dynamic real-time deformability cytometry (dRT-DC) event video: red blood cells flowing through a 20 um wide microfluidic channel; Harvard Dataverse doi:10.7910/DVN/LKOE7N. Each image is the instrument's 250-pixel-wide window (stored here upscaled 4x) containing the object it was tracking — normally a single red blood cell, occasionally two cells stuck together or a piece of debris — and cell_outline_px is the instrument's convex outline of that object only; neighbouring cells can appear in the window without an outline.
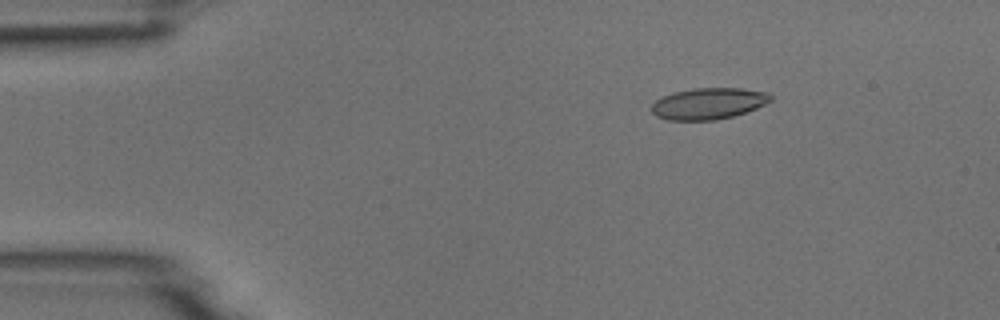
{"species": "common noctule bat (a hibernating species)", "species_latin": "Nyctalus noctula", "temperature_condition": "room temperature", "stored_images_in_passage": 3, "camera_frame_rate_fps": 3000, "um_per_image_px": 0.085, "animal": {"sex": "male", "body_mass_g": 18.8}, "frame": {"image": 1, "passage_image": 1, "time_ms": 0.0, "image_size_px": [1000, 320], "cell_outline_px": [[772, 100], [756, 108], [732, 116], [716, 120], [668, 120], [656, 116], [652, 112], [652, 104], [656, 100], [664, 96], [676, 92], [692, 88], [744, 88], [768, 92], [772, 96]], "centroid_in_image_um": [60.24, 8.79], "position_along_channel_um": 24.8, "area_um2": 21.68}}